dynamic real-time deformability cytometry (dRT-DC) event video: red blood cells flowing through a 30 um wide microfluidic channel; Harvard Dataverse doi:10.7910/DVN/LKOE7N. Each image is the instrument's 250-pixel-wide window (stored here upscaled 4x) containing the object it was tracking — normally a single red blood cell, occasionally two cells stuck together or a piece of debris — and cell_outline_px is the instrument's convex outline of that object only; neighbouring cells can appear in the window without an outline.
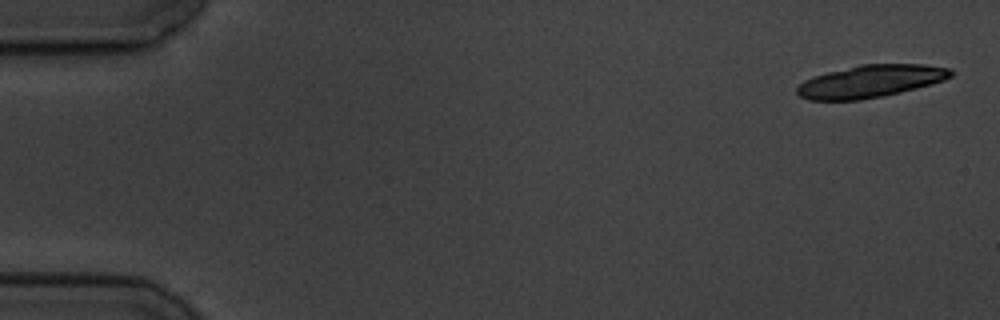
{"species": "common noctule bat (a hibernating species)", "species_latin": "Nyctalus noctula", "temperature_condition": "cold", "stored_images_in_passage": 5, "camera_frame_rate_fps": 3000, "um_per_image_px": 0.085, "animal": {"sex": "male", "body_mass_g": 19.5, "forearm_length_mm": 54.6}, "frame": {"image": 1, "passage_image": 1, "time_ms": 0.0, "image_size_px": [1000, 320], "cell_outline_px": [[952, 76], [944, 80], [916, 88], [884, 96], [860, 100], [808, 100], [800, 96], [796, 92], [796, 88], [804, 80], [812, 76], [860, 64], [924, 64], [952, 68]], "centroid_in_image_um": [73.99, 6.9], "position_along_channel_um": 11.0, "area_um2": 29.13}}